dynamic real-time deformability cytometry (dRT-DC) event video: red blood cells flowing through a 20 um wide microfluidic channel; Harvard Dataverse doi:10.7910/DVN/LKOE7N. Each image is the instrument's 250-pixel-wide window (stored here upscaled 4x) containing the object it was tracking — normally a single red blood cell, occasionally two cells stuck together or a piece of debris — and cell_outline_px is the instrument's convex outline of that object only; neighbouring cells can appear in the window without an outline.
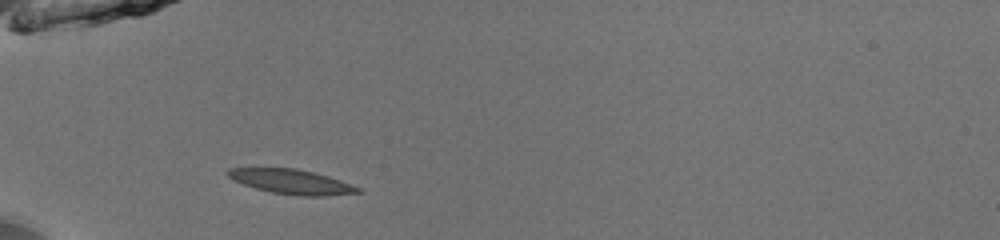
{"species": "common noctule bat (a hibernating species)", "species_latin": "Nyctalus noctula", "temperature_condition": "room temperature", "stored_images_in_passage": 35, "camera_frame_rate_fps": 3000, "um_per_image_px": 0.085, "animal": {"sex": "male", "body_mass_g": 13.0, "forearm_length_mm": 53.1}, "frame": {"image": 1, "passage_image": 1, "time_ms": 0.0, "image_size_px": [1000, 240], "cell_outline_px": [[364, 192], [328, 196], [300, 196], [272, 192], [256, 188], [244, 184], [228, 176], [224, 172], [228, 168], [296, 168], [328, 176], [364, 188]], "centroid_in_image_um": [24.86, 15.45], "position_along_channel_um": 60.1, "area_um2": 18.73}}
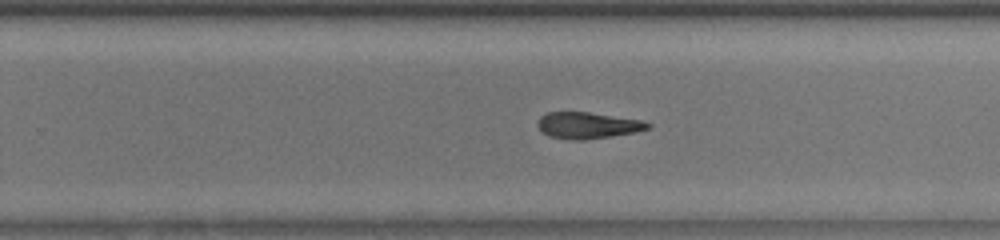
{"frame": {"image": 2, "passage_image": 18, "time_ms": 5.667, "image_size_px": [1000, 240], "cell_outline_px": [[652, 124], [648, 128], [632, 132], [612, 136], [584, 140], [572, 140], [548, 136], [536, 124], [540, 116], [548, 112], [588, 112], [640, 120]], "centroid_in_image_um": [49.9, 10.65], "position_along_channel_um": 279.9, "area_um2": 16.7}}
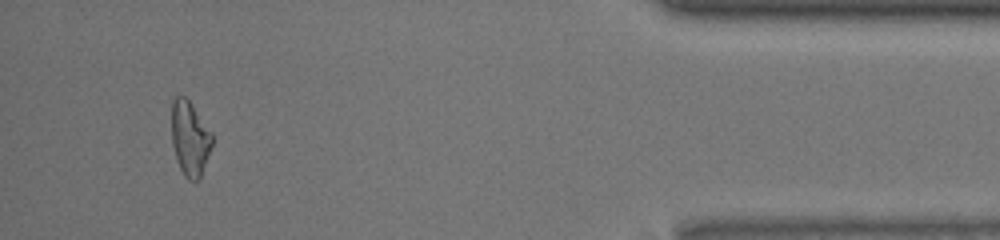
{"frame": {"image": 3, "passage_image": 32, "time_ms": 10.333, "image_size_px": [1000, 240], "cell_outline_px": [[212, 144], [200, 180], [188, 180], [184, 176], [176, 160], [172, 144], [172, 100], [176, 96], [184, 96], [188, 100], [212, 132]], "centroid_in_image_um": [16.13, 11.79], "position_along_channel_um": 419.1, "area_um2": 17.57}, "authors_computed_cell_mechanics": {"area_um2": 17.8024, "velocity_mm_per_s": 4.0229, "shape_relaxation_time_tau1_ms": null, "shape_relaxation_time_tau2_ms": 6.1981, "deformation_change_tau1": null, "deformation_change_tau2": 0.1521}}